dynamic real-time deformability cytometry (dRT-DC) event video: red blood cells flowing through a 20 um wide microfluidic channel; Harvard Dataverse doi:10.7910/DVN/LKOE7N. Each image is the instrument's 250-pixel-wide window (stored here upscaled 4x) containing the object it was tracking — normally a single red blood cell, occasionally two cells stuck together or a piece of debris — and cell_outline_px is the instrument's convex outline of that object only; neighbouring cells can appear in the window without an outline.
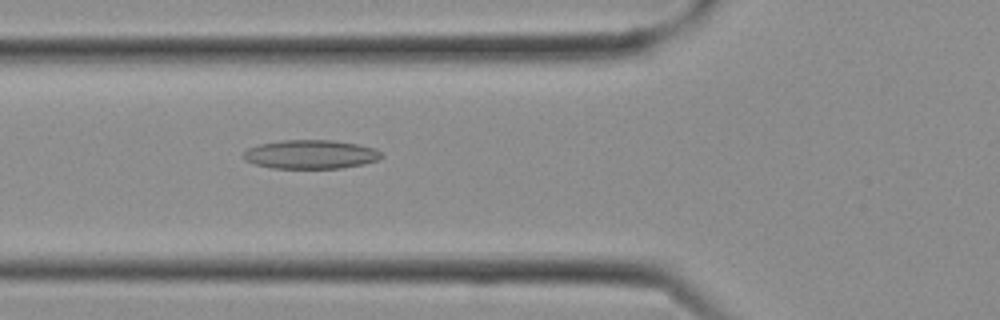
{"species": "Egyptian fruit bat (a non-hibernating species)", "species_latin": "Rousettus aegyptiacus", "temperature_condition": "cold", "stored_images_in_passage": 10, "camera_frame_rate_fps": 3000, "um_per_image_px": 0.085, "frame": {"image": 1, "passage_image": 10, "time_ms": 3.0, "image_size_px": [1000, 320], "cell_outline_px": [[384, 156], [376, 160], [364, 164], [340, 168], [272, 168], [256, 164], [244, 160], [244, 152], [248, 148], [260, 144], [280, 140], [332, 140], [356, 144], [376, 148]], "centroid_in_image_um": [26.41, 13.12], "position_along_channel_um": 99.4, "area_um2": 23.12}}